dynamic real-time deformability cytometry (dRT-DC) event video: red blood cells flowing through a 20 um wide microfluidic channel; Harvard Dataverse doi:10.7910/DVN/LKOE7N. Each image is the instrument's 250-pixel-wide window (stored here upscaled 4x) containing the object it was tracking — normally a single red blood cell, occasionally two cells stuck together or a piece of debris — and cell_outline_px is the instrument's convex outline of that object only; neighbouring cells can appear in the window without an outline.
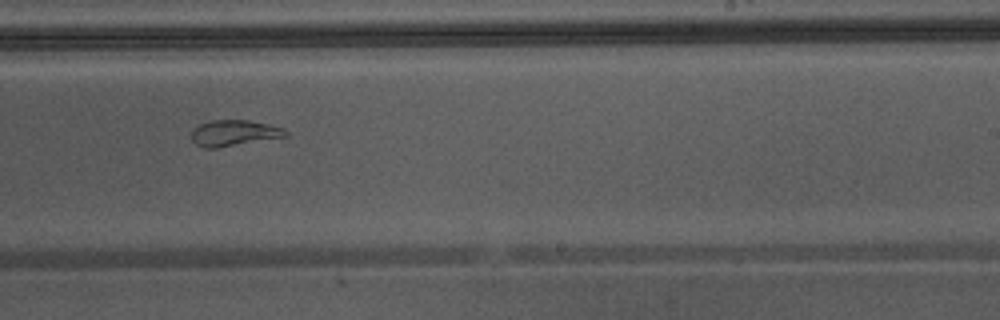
{"species": "Egyptian fruit bat (a non-hibernating species)", "species_latin": "Rousettus aegyptiacus", "temperature_condition": "warm", "stored_images_in_passage": 38, "segment_of_instrument_passage": [2, 2], "camera_frame_rate_fps": 3000, "um_per_image_px": 0.085, "animal": {"sex": "male"}, "frame": {"image": 1, "passage_image": 25, "time_ms": 8.0, "image_size_px": [1000, 320], "cell_outline_px": [[288, 136], [216, 148], [204, 148], [196, 144], [192, 140], [192, 128], [200, 124], [212, 120], [248, 120], [268, 124], [284, 128], [288, 132]], "centroid_in_image_um": [19.89, 11.3], "position_along_channel_um": 269.1, "area_um2": 14.22}}
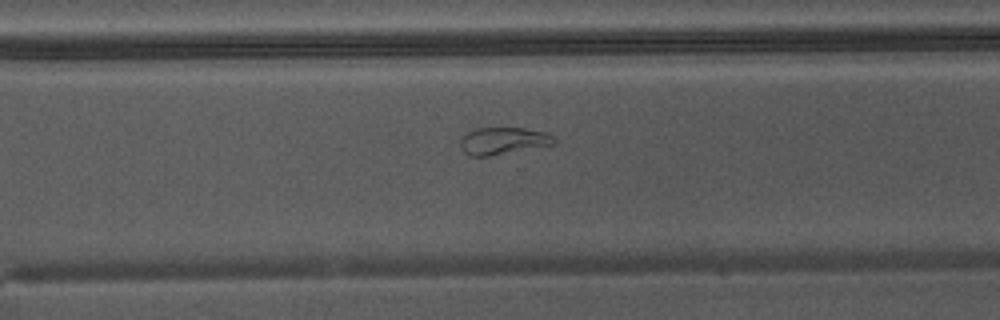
{"frame": {"image": 2, "passage_image": 29, "time_ms": 9.333, "image_size_px": [1000, 320], "cell_outline_px": [[556, 144], [488, 156], [472, 156], [464, 152], [460, 144], [460, 140], [468, 132], [476, 128], [524, 128], [544, 132], [552, 136], [556, 140]], "centroid_in_image_um": [42.77, 11.97], "position_along_channel_um": 327.8, "area_um2": 14.62}}
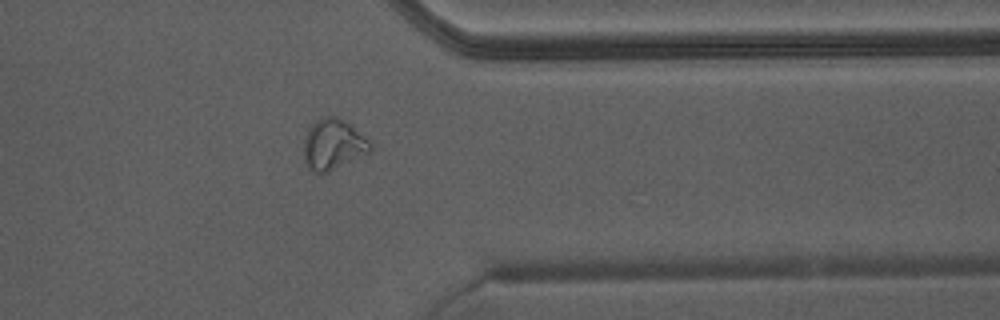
{"frame": {"image": 3, "passage_image": 33, "time_ms": 10.667, "image_size_px": [1000, 320], "cell_outline_px": [[372, 152], [328, 172], [312, 172], [304, 160], [304, 136], [312, 124], [320, 116], [336, 116], [344, 120], [368, 140], [372, 144]], "centroid_in_image_um": [28.32, 12.28], "position_along_channel_um": 383.1, "area_um2": 19.65}}